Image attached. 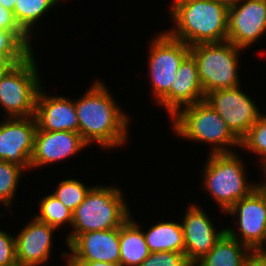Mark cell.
Listing matches in <instances>:
<instances>
[{
	"label": "cell",
	"mask_w": 266,
	"mask_h": 266,
	"mask_svg": "<svg viewBox=\"0 0 266 266\" xmlns=\"http://www.w3.org/2000/svg\"><path fill=\"white\" fill-rule=\"evenodd\" d=\"M264 254H266V247L261 250Z\"/></svg>",
	"instance_id": "obj_38"
},
{
	"label": "cell",
	"mask_w": 266,
	"mask_h": 266,
	"mask_svg": "<svg viewBox=\"0 0 266 266\" xmlns=\"http://www.w3.org/2000/svg\"><path fill=\"white\" fill-rule=\"evenodd\" d=\"M242 48L229 41L200 43L190 47L197 63L199 80L204 94L240 85L238 62Z\"/></svg>",
	"instance_id": "obj_6"
},
{
	"label": "cell",
	"mask_w": 266,
	"mask_h": 266,
	"mask_svg": "<svg viewBox=\"0 0 266 266\" xmlns=\"http://www.w3.org/2000/svg\"><path fill=\"white\" fill-rule=\"evenodd\" d=\"M16 0H0V5L6 9L14 11Z\"/></svg>",
	"instance_id": "obj_35"
},
{
	"label": "cell",
	"mask_w": 266,
	"mask_h": 266,
	"mask_svg": "<svg viewBox=\"0 0 266 266\" xmlns=\"http://www.w3.org/2000/svg\"><path fill=\"white\" fill-rule=\"evenodd\" d=\"M78 132L89 145L94 141L104 148L122 146L127 141L129 117L120 110L112 94L100 80L75 100Z\"/></svg>",
	"instance_id": "obj_1"
},
{
	"label": "cell",
	"mask_w": 266,
	"mask_h": 266,
	"mask_svg": "<svg viewBox=\"0 0 266 266\" xmlns=\"http://www.w3.org/2000/svg\"><path fill=\"white\" fill-rule=\"evenodd\" d=\"M22 172V167L0 160V202L4 206H11Z\"/></svg>",
	"instance_id": "obj_25"
},
{
	"label": "cell",
	"mask_w": 266,
	"mask_h": 266,
	"mask_svg": "<svg viewBox=\"0 0 266 266\" xmlns=\"http://www.w3.org/2000/svg\"><path fill=\"white\" fill-rule=\"evenodd\" d=\"M226 213L238 215L241 237L231 228L226 232L251 251L262 250L266 244V195L257 187L250 195L235 203ZM242 238V239H240Z\"/></svg>",
	"instance_id": "obj_10"
},
{
	"label": "cell",
	"mask_w": 266,
	"mask_h": 266,
	"mask_svg": "<svg viewBox=\"0 0 266 266\" xmlns=\"http://www.w3.org/2000/svg\"><path fill=\"white\" fill-rule=\"evenodd\" d=\"M129 211L121 189L93 186L73 212L74 230L66 238L67 246L81 233L120 227L131 217Z\"/></svg>",
	"instance_id": "obj_3"
},
{
	"label": "cell",
	"mask_w": 266,
	"mask_h": 266,
	"mask_svg": "<svg viewBox=\"0 0 266 266\" xmlns=\"http://www.w3.org/2000/svg\"><path fill=\"white\" fill-rule=\"evenodd\" d=\"M11 66L13 65L0 53V75L4 74Z\"/></svg>",
	"instance_id": "obj_33"
},
{
	"label": "cell",
	"mask_w": 266,
	"mask_h": 266,
	"mask_svg": "<svg viewBox=\"0 0 266 266\" xmlns=\"http://www.w3.org/2000/svg\"><path fill=\"white\" fill-rule=\"evenodd\" d=\"M71 261L120 264V227L79 234L69 245Z\"/></svg>",
	"instance_id": "obj_15"
},
{
	"label": "cell",
	"mask_w": 266,
	"mask_h": 266,
	"mask_svg": "<svg viewBox=\"0 0 266 266\" xmlns=\"http://www.w3.org/2000/svg\"><path fill=\"white\" fill-rule=\"evenodd\" d=\"M66 266H72V262H71V260L69 259V257H67Z\"/></svg>",
	"instance_id": "obj_37"
},
{
	"label": "cell",
	"mask_w": 266,
	"mask_h": 266,
	"mask_svg": "<svg viewBox=\"0 0 266 266\" xmlns=\"http://www.w3.org/2000/svg\"><path fill=\"white\" fill-rule=\"evenodd\" d=\"M204 99L205 94L199 80L197 63L189 54L181 62L169 93L158 105L163 106L172 117L179 109L204 101Z\"/></svg>",
	"instance_id": "obj_16"
},
{
	"label": "cell",
	"mask_w": 266,
	"mask_h": 266,
	"mask_svg": "<svg viewBox=\"0 0 266 266\" xmlns=\"http://www.w3.org/2000/svg\"><path fill=\"white\" fill-rule=\"evenodd\" d=\"M242 2L228 9L227 41L246 49L266 33V0Z\"/></svg>",
	"instance_id": "obj_12"
},
{
	"label": "cell",
	"mask_w": 266,
	"mask_h": 266,
	"mask_svg": "<svg viewBox=\"0 0 266 266\" xmlns=\"http://www.w3.org/2000/svg\"><path fill=\"white\" fill-rule=\"evenodd\" d=\"M39 205V213L41 214L35 216L38 221L49 224L56 229L65 223L72 226L73 212L66 208L55 195L48 194L41 198Z\"/></svg>",
	"instance_id": "obj_24"
},
{
	"label": "cell",
	"mask_w": 266,
	"mask_h": 266,
	"mask_svg": "<svg viewBox=\"0 0 266 266\" xmlns=\"http://www.w3.org/2000/svg\"><path fill=\"white\" fill-rule=\"evenodd\" d=\"M37 63L32 53L0 75V105L8 118L35 116L41 88Z\"/></svg>",
	"instance_id": "obj_7"
},
{
	"label": "cell",
	"mask_w": 266,
	"mask_h": 266,
	"mask_svg": "<svg viewBox=\"0 0 266 266\" xmlns=\"http://www.w3.org/2000/svg\"><path fill=\"white\" fill-rule=\"evenodd\" d=\"M16 263L15 237L0 230V266H12Z\"/></svg>",
	"instance_id": "obj_29"
},
{
	"label": "cell",
	"mask_w": 266,
	"mask_h": 266,
	"mask_svg": "<svg viewBox=\"0 0 266 266\" xmlns=\"http://www.w3.org/2000/svg\"><path fill=\"white\" fill-rule=\"evenodd\" d=\"M243 266H266V254L261 250L250 251L244 260Z\"/></svg>",
	"instance_id": "obj_31"
},
{
	"label": "cell",
	"mask_w": 266,
	"mask_h": 266,
	"mask_svg": "<svg viewBox=\"0 0 266 266\" xmlns=\"http://www.w3.org/2000/svg\"><path fill=\"white\" fill-rule=\"evenodd\" d=\"M43 90L41 87L36 99L37 129L78 132L75 102L62 96H48Z\"/></svg>",
	"instance_id": "obj_18"
},
{
	"label": "cell",
	"mask_w": 266,
	"mask_h": 266,
	"mask_svg": "<svg viewBox=\"0 0 266 266\" xmlns=\"http://www.w3.org/2000/svg\"><path fill=\"white\" fill-rule=\"evenodd\" d=\"M139 266H193L185 253L150 252V255Z\"/></svg>",
	"instance_id": "obj_28"
},
{
	"label": "cell",
	"mask_w": 266,
	"mask_h": 266,
	"mask_svg": "<svg viewBox=\"0 0 266 266\" xmlns=\"http://www.w3.org/2000/svg\"><path fill=\"white\" fill-rule=\"evenodd\" d=\"M238 156L236 152L209 153L203 171L204 189L224 213L258 187V183L247 182L245 167Z\"/></svg>",
	"instance_id": "obj_5"
},
{
	"label": "cell",
	"mask_w": 266,
	"mask_h": 266,
	"mask_svg": "<svg viewBox=\"0 0 266 266\" xmlns=\"http://www.w3.org/2000/svg\"><path fill=\"white\" fill-rule=\"evenodd\" d=\"M186 211L181 223L184 233L185 255L194 265L214 248L226 229L215 230L216 228L206 212L193 203Z\"/></svg>",
	"instance_id": "obj_13"
},
{
	"label": "cell",
	"mask_w": 266,
	"mask_h": 266,
	"mask_svg": "<svg viewBox=\"0 0 266 266\" xmlns=\"http://www.w3.org/2000/svg\"><path fill=\"white\" fill-rule=\"evenodd\" d=\"M0 123V160L30 169L37 122L34 116L8 118Z\"/></svg>",
	"instance_id": "obj_11"
},
{
	"label": "cell",
	"mask_w": 266,
	"mask_h": 266,
	"mask_svg": "<svg viewBox=\"0 0 266 266\" xmlns=\"http://www.w3.org/2000/svg\"><path fill=\"white\" fill-rule=\"evenodd\" d=\"M86 146L88 144L79 132L37 129L30 169L70 158Z\"/></svg>",
	"instance_id": "obj_14"
},
{
	"label": "cell",
	"mask_w": 266,
	"mask_h": 266,
	"mask_svg": "<svg viewBox=\"0 0 266 266\" xmlns=\"http://www.w3.org/2000/svg\"><path fill=\"white\" fill-rule=\"evenodd\" d=\"M92 187L85 186L76 179L62 180L54 191L58 200L72 212L83 202Z\"/></svg>",
	"instance_id": "obj_26"
},
{
	"label": "cell",
	"mask_w": 266,
	"mask_h": 266,
	"mask_svg": "<svg viewBox=\"0 0 266 266\" xmlns=\"http://www.w3.org/2000/svg\"><path fill=\"white\" fill-rule=\"evenodd\" d=\"M60 0H16L14 16L20 27L31 36L37 21ZM35 24V25H34Z\"/></svg>",
	"instance_id": "obj_23"
},
{
	"label": "cell",
	"mask_w": 266,
	"mask_h": 266,
	"mask_svg": "<svg viewBox=\"0 0 266 266\" xmlns=\"http://www.w3.org/2000/svg\"><path fill=\"white\" fill-rule=\"evenodd\" d=\"M72 266H121V264H115L110 262H98V261H71Z\"/></svg>",
	"instance_id": "obj_32"
},
{
	"label": "cell",
	"mask_w": 266,
	"mask_h": 266,
	"mask_svg": "<svg viewBox=\"0 0 266 266\" xmlns=\"http://www.w3.org/2000/svg\"><path fill=\"white\" fill-rule=\"evenodd\" d=\"M143 231L130 217L120 226L121 266H139L150 255Z\"/></svg>",
	"instance_id": "obj_19"
},
{
	"label": "cell",
	"mask_w": 266,
	"mask_h": 266,
	"mask_svg": "<svg viewBox=\"0 0 266 266\" xmlns=\"http://www.w3.org/2000/svg\"><path fill=\"white\" fill-rule=\"evenodd\" d=\"M258 154L261 164L266 163V115L260 114L257 122L240 139V148Z\"/></svg>",
	"instance_id": "obj_27"
},
{
	"label": "cell",
	"mask_w": 266,
	"mask_h": 266,
	"mask_svg": "<svg viewBox=\"0 0 266 266\" xmlns=\"http://www.w3.org/2000/svg\"><path fill=\"white\" fill-rule=\"evenodd\" d=\"M214 1L225 6L227 9H230L235 5H238L242 0H214Z\"/></svg>",
	"instance_id": "obj_34"
},
{
	"label": "cell",
	"mask_w": 266,
	"mask_h": 266,
	"mask_svg": "<svg viewBox=\"0 0 266 266\" xmlns=\"http://www.w3.org/2000/svg\"><path fill=\"white\" fill-rule=\"evenodd\" d=\"M262 170L264 172V176L266 175V163L265 164H262ZM266 177V176H265ZM258 188L266 195V182L264 181L263 183H259L258 184Z\"/></svg>",
	"instance_id": "obj_36"
},
{
	"label": "cell",
	"mask_w": 266,
	"mask_h": 266,
	"mask_svg": "<svg viewBox=\"0 0 266 266\" xmlns=\"http://www.w3.org/2000/svg\"><path fill=\"white\" fill-rule=\"evenodd\" d=\"M240 140L257 122L261 112L256 103L241 91V87L218 89L209 92L204 99Z\"/></svg>",
	"instance_id": "obj_9"
},
{
	"label": "cell",
	"mask_w": 266,
	"mask_h": 266,
	"mask_svg": "<svg viewBox=\"0 0 266 266\" xmlns=\"http://www.w3.org/2000/svg\"><path fill=\"white\" fill-rule=\"evenodd\" d=\"M150 252L185 253V241L182 224L177 222H160L143 232Z\"/></svg>",
	"instance_id": "obj_21"
},
{
	"label": "cell",
	"mask_w": 266,
	"mask_h": 266,
	"mask_svg": "<svg viewBox=\"0 0 266 266\" xmlns=\"http://www.w3.org/2000/svg\"><path fill=\"white\" fill-rule=\"evenodd\" d=\"M250 251L247 246L225 232L214 248L193 266H243Z\"/></svg>",
	"instance_id": "obj_20"
},
{
	"label": "cell",
	"mask_w": 266,
	"mask_h": 266,
	"mask_svg": "<svg viewBox=\"0 0 266 266\" xmlns=\"http://www.w3.org/2000/svg\"><path fill=\"white\" fill-rule=\"evenodd\" d=\"M170 16L175 28L166 31L190 47L227 40L228 9L214 0H174Z\"/></svg>",
	"instance_id": "obj_2"
},
{
	"label": "cell",
	"mask_w": 266,
	"mask_h": 266,
	"mask_svg": "<svg viewBox=\"0 0 266 266\" xmlns=\"http://www.w3.org/2000/svg\"><path fill=\"white\" fill-rule=\"evenodd\" d=\"M171 118L174 121L172 129L177 135L213 144L210 153L234 152L231 146L240 148V140L205 100L179 109Z\"/></svg>",
	"instance_id": "obj_4"
},
{
	"label": "cell",
	"mask_w": 266,
	"mask_h": 266,
	"mask_svg": "<svg viewBox=\"0 0 266 266\" xmlns=\"http://www.w3.org/2000/svg\"><path fill=\"white\" fill-rule=\"evenodd\" d=\"M151 41L149 76L158 104L169 93L181 62L190 54V46L171 37L166 31L158 33Z\"/></svg>",
	"instance_id": "obj_8"
},
{
	"label": "cell",
	"mask_w": 266,
	"mask_h": 266,
	"mask_svg": "<svg viewBox=\"0 0 266 266\" xmlns=\"http://www.w3.org/2000/svg\"><path fill=\"white\" fill-rule=\"evenodd\" d=\"M0 30L11 32H25L17 23L12 10L0 5Z\"/></svg>",
	"instance_id": "obj_30"
},
{
	"label": "cell",
	"mask_w": 266,
	"mask_h": 266,
	"mask_svg": "<svg viewBox=\"0 0 266 266\" xmlns=\"http://www.w3.org/2000/svg\"><path fill=\"white\" fill-rule=\"evenodd\" d=\"M12 266H21L19 263H16V264H14V265H12Z\"/></svg>",
	"instance_id": "obj_39"
},
{
	"label": "cell",
	"mask_w": 266,
	"mask_h": 266,
	"mask_svg": "<svg viewBox=\"0 0 266 266\" xmlns=\"http://www.w3.org/2000/svg\"><path fill=\"white\" fill-rule=\"evenodd\" d=\"M30 36L26 32L0 30V53L12 64H18L32 53Z\"/></svg>",
	"instance_id": "obj_22"
},
{
	"label": "cell",
	"mask_w": 266,
	"mask_h": 266,
	"mask_svg": "<svg viewBox=\"0 0 266 266\" xmlns=\"http://www.w3.org/2000/svg\"><path fill=\"white\" fill-rule=\"evenodd\" d=\"M15 237L16 260L21 266H39L51 254L55 227L38 221L35 217Z\"/></svg>",
	"instance_id": "obj_17"
}]
</instances>
